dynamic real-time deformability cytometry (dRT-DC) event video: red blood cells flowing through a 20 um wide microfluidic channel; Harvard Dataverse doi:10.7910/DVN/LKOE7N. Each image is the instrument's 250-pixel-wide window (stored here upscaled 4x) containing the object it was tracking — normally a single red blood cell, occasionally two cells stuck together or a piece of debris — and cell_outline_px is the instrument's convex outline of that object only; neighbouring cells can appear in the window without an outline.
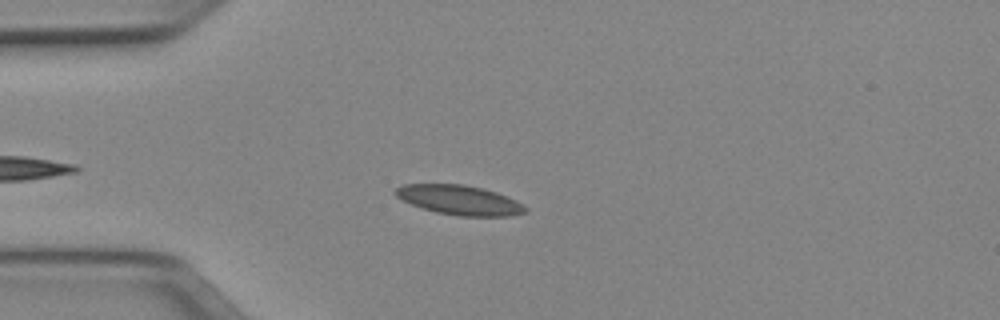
{"species": "Egyptian fruit bat (a non-hibernating species)", "species_latin": "Rousettus aegyptiacus", "temperature_condition": "cold", "stored_images_in_passage": 42, "camera_frame_rate_fps": 3000, "um_per_image_px": 0.085, "animal": {"sex": "female"}, "frame": {"image": 1, "passage_image": 7, "time_ms": 2.0, "image_size_px": [1000, 320], "cell_outline_px": [[528, 212], [508, 216], [460, 216], [436, 212], [412, 204], [396, 196], [392, 192], [396, 188], [404, 184], [464, 184], [484, 188], [496, 192], [516, 200], [524, 204], [528, 208]], "centroid_in_image_um": [39.1, 17.0], "position_along_channel_um": 45.9, "area_um2": 22.43}}
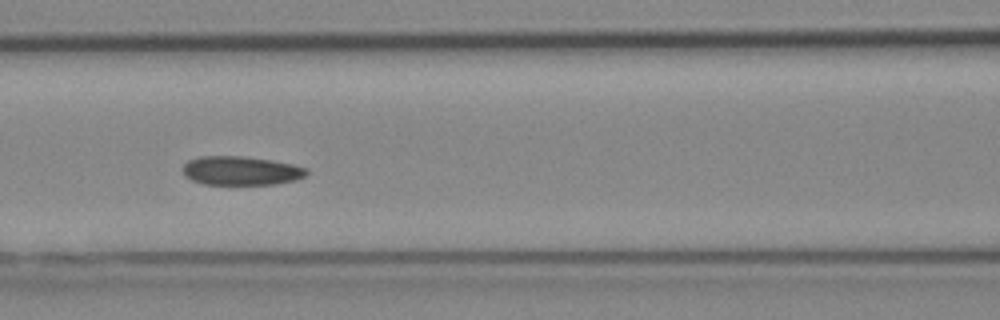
{"frame": {"image": 2, "passage_image": 16, "time_ms": 5.0, "image_size_px": [1000, 320], "cell_outline_px": [[308, 172], [304, 176], [296, 180], [276, 184], [204, 184], [192, 180], [184, 176], [184, 164], [188, 160], [200, 156], [244, 156], [272, 160], [292, 164], [308, 168]], "centroid_in_image_um": [20.49, 14.5], "position_along_channel_um": 146.1, "area_um2": 20.87}}
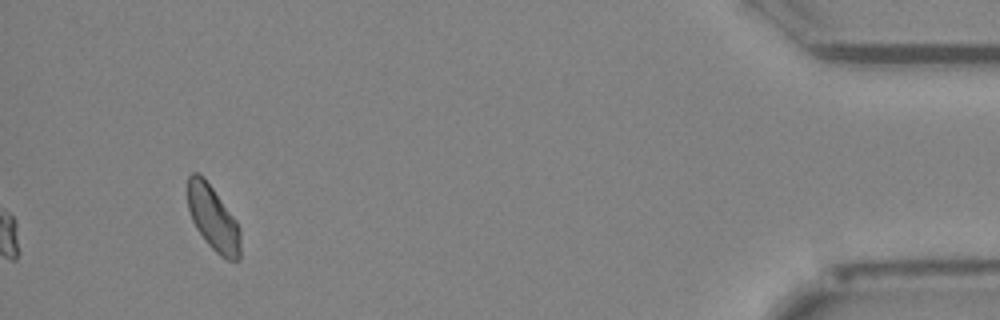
{"frame": {"image": 3, "passage_image": 42, "time_ms": 13.667, "image_size_px": [1000, 320], "cell_outline_px": [[240, 260], [228, 260], [220, 256], [208, 244], [196, 228], [192, 220], [188, 208], [188, 176], [192, 172], [196, 172], [204, 176], [236, 220], [240, 228]], "centroid_in_image_um": [18.12, 18.55], "position_along_channel_um": 417.1, "area_um2": 19.94}, "authors_computed_cell_mechanics": {"area_um2": 21.1259, "velocity_mm_per_s": 3.9328, "shape_relaxation_time_tau1_ms": 8.4537, "shape_relaxation_time_tau2_ms": null, "deformation_change_tau1": 0.1029, "deformation_change_tau2": null}}